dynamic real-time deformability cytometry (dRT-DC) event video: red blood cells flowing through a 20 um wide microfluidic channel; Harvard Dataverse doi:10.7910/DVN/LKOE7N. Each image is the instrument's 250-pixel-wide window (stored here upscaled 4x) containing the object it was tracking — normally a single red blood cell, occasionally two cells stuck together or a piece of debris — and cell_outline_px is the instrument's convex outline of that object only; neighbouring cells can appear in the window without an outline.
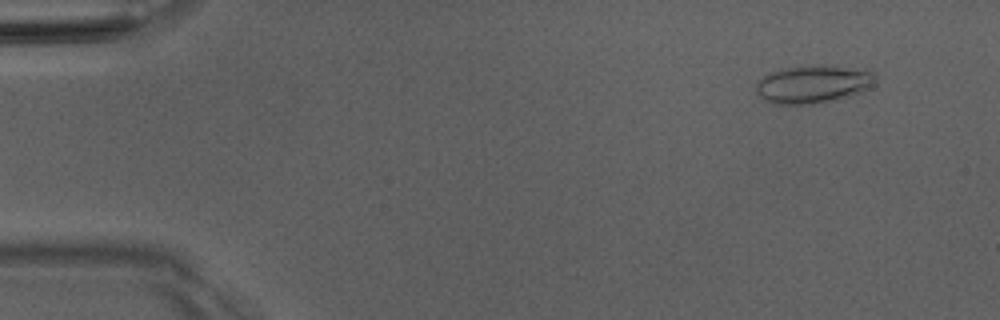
{"species": "Egyptian fruit bat (a non-hibernating species)", "species_latin": "Rousettus aegyptiacus", "temperature_condition": "room temperature", "stored_images_in_passage": 51, "camera_frame_rate_fps": 3000, "um_per_image_px": 0.085, "animal": {"sex": "male"}, "frame": {"image": 1, "passage_image": 5, "time_ms": 1.333, "image_size_px": [1000, 320], "cell_outline_px": [[876, 80], [868, 88], [852, 96], [812, 104], [772, 104], [764, 100], [756, 92], [756, 84], [768, 72], [788, 68], [824, 64], [864, 68], [872, 72], [876, 76]], "centroid_in_image_um": [69.14, 7.14], "position_along_channel_um": 15.9, "area_um2": 26.59}}
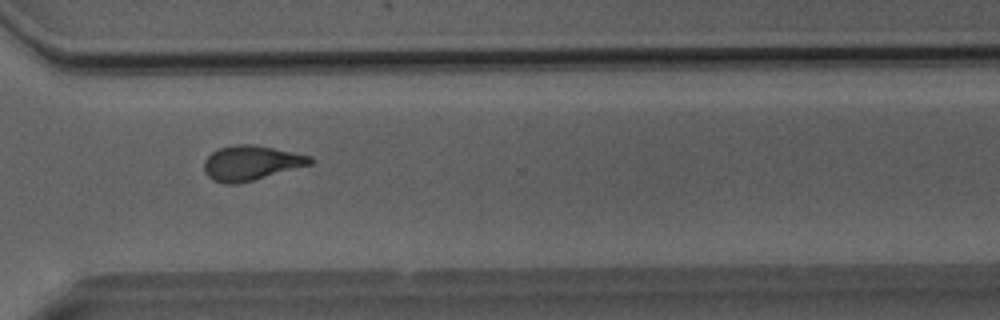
{"frame": {"image": 2, "passage_image": 38, "time_ms": 12.333, "image_size_px": [1000, 320], "cell_outline_px": [[316, 160], [312, 164], [252, 180], [236, 184], [224, 184], [212, 180], [204, 172], [204, 160], [212, 152], [220, 148], [236, 144], [252, 144], [312, 156]], "centroid_in_image_um": [21.33, 13.85], "position_along_channel_um": 349.3, "area_um2": 21.39}}
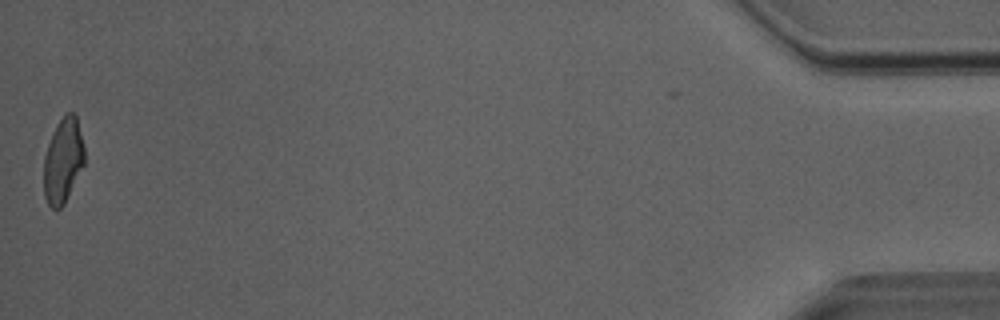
{"frame": {"image": 3, "passage_image": 51, "time_ms": 16.667, "image_size_px": [1000, 320], "cell_outline_px": [[84, 164], [64, 204], [60, 208], [52, 208], [48, 204], [44, 196], [44, 156], [48, 144], [64, 112], [72, 112], [76, 116], [84, 148]], "centroid_in_image_um": [5.35, 13.66], "position_along_channel_um": 429.8, "area_um2": 19.77}, "authors_computed_cell_mechanics": {"area_um2": 21.5594, "velocity_mm_per_s": 4.076, "shape_relaxation_time_tau1_ms": 6.6836, "shape_relaxation_time_tau2_ms": 1.6673, "deformation_change_tau1": 0.1881, "deformation_change_tau2": 0.0921}}